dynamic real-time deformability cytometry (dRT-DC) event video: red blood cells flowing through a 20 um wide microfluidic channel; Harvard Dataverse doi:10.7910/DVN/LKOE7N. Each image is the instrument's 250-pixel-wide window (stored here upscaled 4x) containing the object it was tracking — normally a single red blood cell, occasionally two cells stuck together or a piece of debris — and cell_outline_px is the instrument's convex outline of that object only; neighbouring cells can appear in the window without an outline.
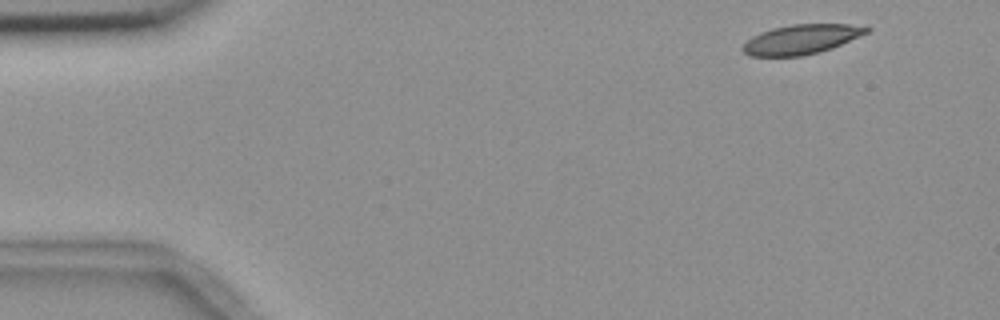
{"species": "common noctule bat (a hibernating species)", "species_latin": "Nyctalus noctula", "temperature_condition": "room temperature", "stored_images_in_passage": 4, "camera_frame_rate_fps": 3000, "um_per_image_px": 0.085, "animal": {"sex": "female", "body_mass_g": 18.4}, "frame": {"image": 1, "passage_image": 1, "time_ms": 0.0, "image_size_px": [1000, 320], "cell_outline_px": [[872, 28], [868, 32], [832, 48], [820, 52], [804, 56], [748, 56], [740, 48], [752, 36], [760, 32], [772, 28], [792, 24], [848, 24]], "centroid_in_image_um": [68.07, 3.35], "position_along_channel_um": 16.9, "area_um2": 21.33}}
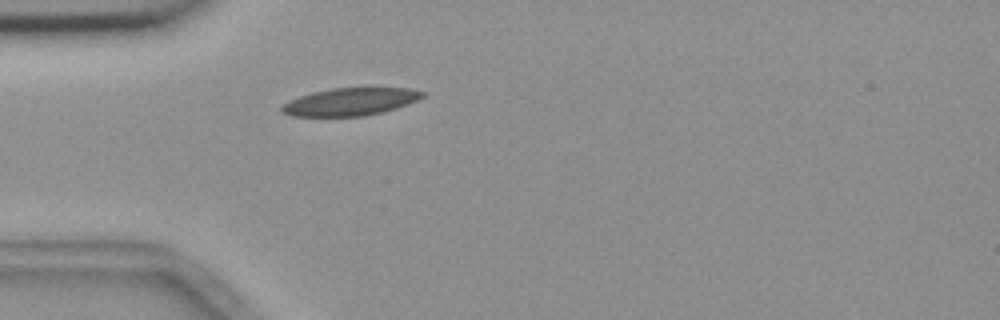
{"frame": {"image": 2, "passage_image": 4, "time_ms": 3.667, "image_size_px": [1000, 320], "cell_outline_px": [[424, 96], [408, 104], [384, 112], [364, 116], [292, 116], [280, 112], [280, 108], [288, 100], [312, 92], [332, 88], [368, 84], [408, 88], [424, 92]], "centroid_in_image_um": [29.82, 8.59], "position_along_channel_um": 55.2, "area_um2": 23.7}}